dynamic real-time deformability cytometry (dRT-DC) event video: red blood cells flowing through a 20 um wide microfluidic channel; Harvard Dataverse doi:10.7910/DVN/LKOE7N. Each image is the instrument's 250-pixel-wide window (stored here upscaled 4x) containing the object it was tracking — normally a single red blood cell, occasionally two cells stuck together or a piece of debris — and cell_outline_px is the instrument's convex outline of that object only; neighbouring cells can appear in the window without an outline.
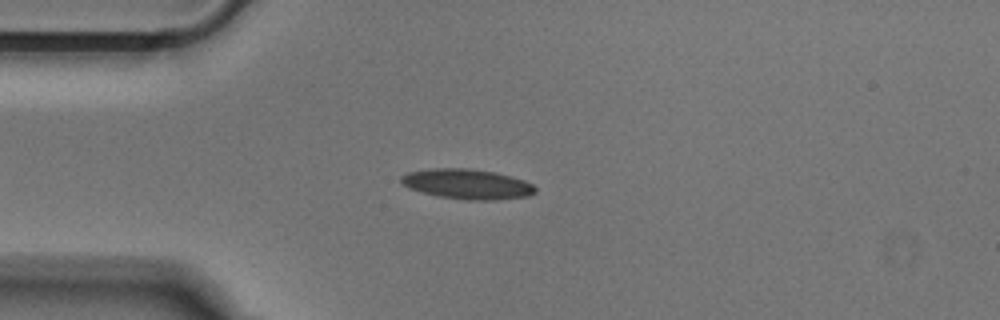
{"species": "Egyptian fruit bat (a non-hibernating species)", "species_latin": "Rousettus aegyptiacus", "temperature_condition": "cold", "stored_images_in_passage": 37, "camera_frame_rate_fps": 3000, "um_per_image_px": 0.085, "animal": {"sex": "male"}, "frame": {"image": 1, "passage_image": 7, "time_ms": 2.0, "image_size_px": [1000, 320], "cell_outline_px": [[536, 192], [528, 196], [496, 200], [468, 200], [436, 196], [408, 188], [400, 180], [400, 176], [408, 172], [428, 168], [468, 168], [496, 172], [524, 180], [532, 184], [536, 188]], "centroid_in_image_um": [39.7, 15.64], "position_along_channel_um": 45.3, "area_um2": 23.64}}
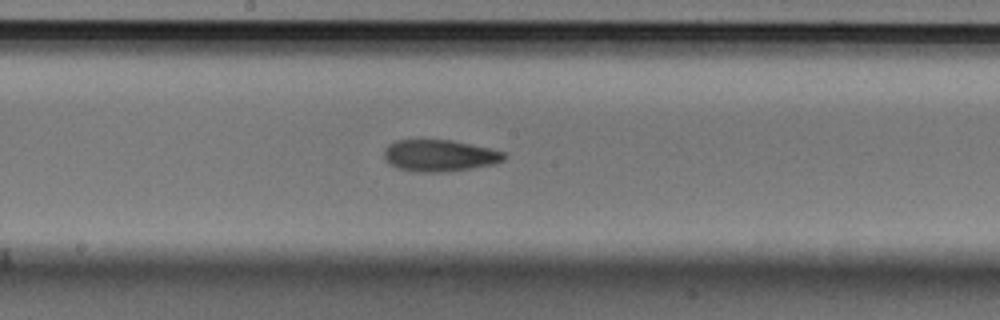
{"frame": {"image": 2, "passage_image": 21, "time_ms": 6.667, "image_size_px": [1000, 320], "cell_outline_px": [[504, 160], [492, 164], [472, 168], [440, 172], [416, 172], [396, 168], [384, 160], [384, 148], [388, 144], [396, 140], [452, 140], [488, 148], [504, 152]], "centroid_in_image_um": [37.29, 13.22], "position_along_channel_um": 210.9, "area_um2": 22.08}}
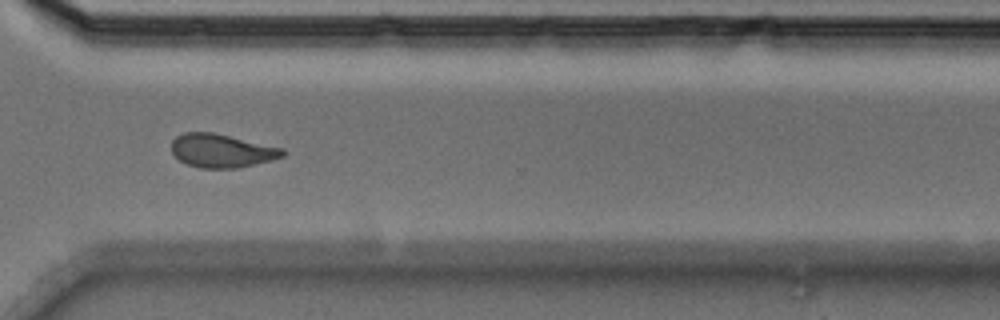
{"frame": {"image": 3, "passage_image": 32, "time_ms": 10.333, "image_size_px": [1000, 320], "cell_outline_px": [[284, 156], [272, 160], [236, 168], [200, 168], [188, 164], [180, 160], [172, 152], [172, 140], [176, 136], [184, 132], [212, 132], [284, 148]], "centroid_in_image_um": [18.84, 12.8], "position_along_channel_um": 351.8, "area_um2": 21.56}}